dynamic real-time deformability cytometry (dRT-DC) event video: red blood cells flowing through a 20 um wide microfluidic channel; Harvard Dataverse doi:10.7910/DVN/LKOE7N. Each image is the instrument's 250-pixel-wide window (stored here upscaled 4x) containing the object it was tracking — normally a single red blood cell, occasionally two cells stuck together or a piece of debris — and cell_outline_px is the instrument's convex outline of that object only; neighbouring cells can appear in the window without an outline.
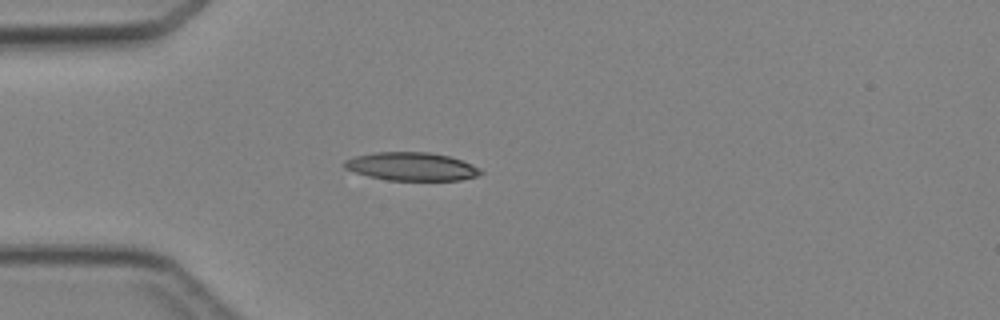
{"species": "Egyptian fruit bat (a non-hibernating species)", "species_latin": "Rousettus aegyptiacus", "temperature_condition": "cold", "stored_images_in_passage": 1, "camera_frame_rate_fps": 3000, "um_per_image_px": 0.085, "animal": {"sex": "female"}, "frame": {"image": 1, "passage_image": 1, "time_ms": 0.0, "image_size_px": [1000, 320], "cell_outline_px": [[484, 172], [476, 176], [460, 180], [388, 180], [368, 176], [344, 168], [344, 160], [356, 156], [376, 152], [428, 152], [448, 156], [472, 164], [480, 168]], "centroid_in_image_um": [34.99, 14.15], "position_along_channel_um": 50.0, "area_um2": 22.25}}